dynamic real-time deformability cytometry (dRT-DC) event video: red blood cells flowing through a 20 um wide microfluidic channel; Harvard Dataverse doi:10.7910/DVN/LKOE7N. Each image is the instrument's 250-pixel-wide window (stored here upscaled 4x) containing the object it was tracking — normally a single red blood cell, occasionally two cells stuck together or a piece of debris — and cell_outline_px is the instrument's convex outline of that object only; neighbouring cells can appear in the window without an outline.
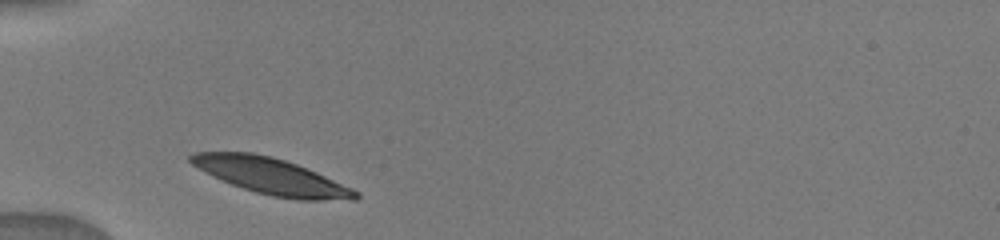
{"species": "human", "species_latin": "Homo sapiens", "temperature_condition": "warm", "stored_images_in_passage": 4, "camera_frame_rate_fps": 3000, "um_per_image_px": 0.085, "donor": {"sex": "male"}, "frame": {"image": 1, "passage_image": 1, "time_ms": 0.0, "image_size_px": [1000, 240], "cell_outline_px": [[360, 196], [356, 200], [296, 200], [272, 196], [256, 192], [232, 184], [212, 176], [204, 172], [192, 164], [188, 160], [188, 156], [192, 152], [252, 152], [272, 156], [296, 164], [316, 172], [352, 188], [360, 192]], "centroid_in_image_um": [23.06, 14.98], "position_along_channel_um": 61.9, "area_um2": 34.68}}
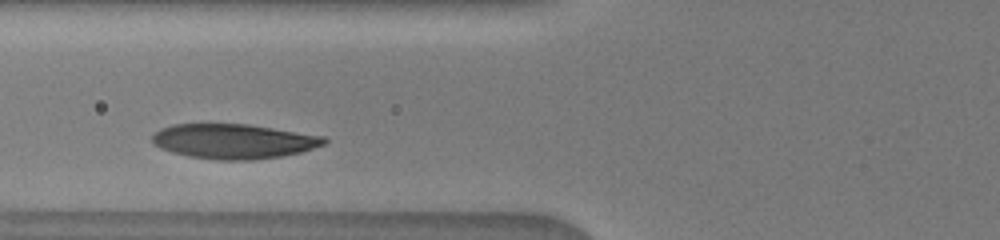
{"frame": {"image": 2, "passage_image": 3, "time_ms": 1.333, "image_size_px": [1000, 240], "cell_outline_px": [[328, 140], [324, 144], [300, 152], [280, 156], [252, 160], [216, 160], [188, 156], [172, 152], [160, 148], [152, 144], [152, 136], [160, 128], [172, 124], [248, 124], [324, 136]], "centroid_in_image_um": [19.82, 12.01], "position_along_channel_um": 106.0, "area_um2": 34.8}}